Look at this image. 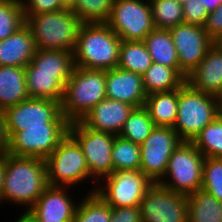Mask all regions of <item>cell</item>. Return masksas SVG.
Segmentation results:
<instances>
[{
	"instance_id": "d4e9b609",
	"label": "cell",
	"mask_w": 222,
	"mask_h": 222,
	"mask_svg": "<svg viewBox=\"0 0 222 222\" xmlns=\"http://www.w3.org/2000/svg\"><path fill=\"white\" fill-rule=\"evenodd\" d=\"M142 79L147 95L179 89L186 82V79L175 68L154 62L142 75Z\"/></svg>"
},
{
	"instance_id": "ee69618b",
	"label": "cell",
	"mask_w": 222,
	"mask_h": 222,
	"mask_svg": "<svg viewBox=\"0 0 222 222\" xmlns=\"http://www.w3.org/2000/svg\"><path fill=\"white\" fill-rule=\"evenodd\" d=\"M16 222H39V221L35 218V216L29 210H26L16 220Z\"/></svg>"
},
{
	"instance_id": "f6af8a7d",
	"label": "cell",
	"mask_w": 222,
	"mask_h": 222,
	"mask_svg": "<svg viewBox=\"0 0 222 222\" xmlns=\"http://www.w3.org/2000/svg\"><path fill=\"white\" fill-rule=\"evenodd\" d=\"M77 0H60L61 5L65 9H73Z\"/></svg>"
},
{
	"instance_id": "f546056e",
	"label": "cell",
	"mask_w": 222,
	"mask_h": 222,
	"mask_svg": "<svg viewBox=\"0 0 222 222\" xmlns=\"http://www.w3.org/2000/svg\"><path fill=\"white\" fill-rule=\"evenodd\" d=\"M192 143L205 158H222V113L204 127Z\"/></svg>"
},
{
	"instance_id": "5bb4252c",
	"label": "cell",
	"mask_w": 222,
	"mask_h": 222,
	"mask_svg": "<svg viewBox=\"0 0 222 222\" xmlns=\"http://www.w3.org/2000/svg\"><path fill=\"white\" fill-rule=\"evenodd\" d=\"M142 222H188V196L153 183L140 203Z\"/></svg>"
},
{
	"instance_id": "7bdbcfd3",
	"label": "cell",
	"mask_w": 222,
	"mask_h": 222,
	"mask_svg": "<svg viewBox=\"0 0 222 222\" xmlns=\"http://www.w3.org/2000/svg\"><path fill=\"white\" fill-rule=\"evenodd\" d=\"M4 177H5V155L0 156V203L3 191Z\"/></svg>"
},
{
	"instance_id": "d6a6232c",
	"label": "cell",
	"mask_w": 222,
	"mask_h": 222,
	"mask_svg": "<svg viewBox=\"0 0 222 222\" xmlns=\"http://www.w3.org/2000/svg\"><path fill=\"white\" fill-rule=\"evenodd\" d=\"M155 28L170 29L184 23L183 5L176 0H149Z\"/></svg>"
},
{
	"instance_id": "d6986e66",
	"label": "cell",
	"mask_w": 222,
	"mask_h": 222,
	"mask_svg": "<svg viewBox=\"0 0 222 222\" xmlns=\"http://www.w3.org/2000/svg\"><path fill=\"white\" fill-rule=\"evenodd\" d=\"M193 88L220 97L222 94V50L214 43L207 50L200 64L187 76Z\"/></svg>"
},
{
	"instance_id": "8d00e7d4",
	"label": "cell",
	"mask_w": 222,
	"mask_h": 222,
	"mask_svg": "<svg viewBox=\"0 0 222 222\" xmlns=\"http://www.w3.org/2000/svg\"><path fill=\"white\" fill-rule=\"evenodd\" d=\"M24 15H36L65 9L60 0H21Z\"/></svg>"
},
{
	"instance_id": "e575fe53",
	"label": "cell",
	"mask_w": 222,
	"mask_h": 222,
	"mask_svg": "<svg viewBox=\"0 0 222 222\" xmlns=\"http://www.w3.org/2000/svg\"><path fill=\"white\" fill-rule=\"evenodd\" d=\"M114 0H77L73 13L82 23L106 22Z\"/></svg>"
},
{
	"instance_id": "4316f807",
	"label": "cell",
	"mask_w": 222,
	"mask_h": 222,
	"mask_svg": "<svg viewBox=\"0 0 222 222\" xmlns=\"http://www.w3.org/2000/svg\"><path fill=\"white\" fill-rule=\"evenodd\" d=\"M152 63L144 41H121L118 68L142 76Z\"/></svg>"
},
{
	"instance_id": "277c9868",
	"label": "cell",
	"mask_w": 222,
	"mask_h": 222,
	"mask_svg": "<svg viewBox=\"0 0 222 222\" xmlns=\"http://www.w3.org/2000/svg\"><path fill=\"white\" fill-rule=\"evenodd\" d=\"M218 97L206 94L185 82L178 89L177 118L173 129L182 141L192 142L220 113Z\"/></svg>"
},
{
	"instance_id": "83f0119b",
	"label": "cell",
	"mask_w": 222,
	"mask_h": 222,
	"mask_svg": "<svg viewBox=\"0 0 222 222\" xmlns=\"http://www.w3.org/2000/svg\"><path fill=\"white\" fill-rule=\"evenodd\" d=\"M30 63L47 72H73L75 68L73 52L65 50L37 49Z\"/></svg>"
},
{
	"instance_id": "e0dca14e",
	"label": "cell",
	"mask_w": 222,
	"mask_h": 222,
	"mask_svg": "<svg viewBox=\"0 0 222 222\" xmlns=\"http://www.w3.org/2000/svg\"><path fill=\"white\" fill-rule=\"evenodd\" d=\"M134 108L128 103L105 98L80 121L92 130L107 132L116 136L120 134Z\"/></svg>"
},
{
	"instance_id": "b9f144b4",
	"label": "cell",
	"mask_w": 222,
	"mask_h": 222,
	"mask_svg": "<svg viewBox=\"0 0 222 222\" xmlns=\"http://www.w3.org/2000/svg\"><path fill=\"white\" fill-rule=\"evenodd\" d=\"M201 4L205 6L208 13L214 12L221 4L222 0H200Z\"/></svg>"
},
{
	"instance_id": "d590c367",
	"label": "cell",
	"mask_w": 222,
	"mask_h": 222,
	"mask_svg": "<svg viewBox=\"0 0 222 222\" xmlns=\"http://www.w3.org/2000/svg\"><path fill=\"white\" fill-rule=\"evenodd\" d=\"M201 188L222 202V158H205Z\"/></svg>"
},
{
	"instance_id": "ab89813d",
	"label": "cell",
	"mask_w": 222,
	"mask_h": 222,
	"mask_svg": "<svg viewBox=\"0 0 222 222\" xmlns=\"http://www.w3.org/2000/svg\"><path fill=\"white\" fill-rule=\"evenodd\" d=\"M203 27L213 41L222 34V4L208 14Z\"/></svg>"
},
{
	"instance_id": "3957f363",
	"label": "cell",
	"mask_w": 222,
	"mask_h": 222,
	"mask_svg": "<svg viewBox=\"0 0 222 222\" xmlns=\"http://www.w3.org/2000/svg\"><path fill=\"white\" fill-rule=\"evenodd\" d=\"M106 70L75 66L64 86L61 112L72 123L80 121L106 97Z\"/></svg>"
},
{
	"instance_id": "ba28073f",
	"label": "cell",
	"mask_w": 222,
	"mask_h": 222,
	"mask_svg": "<svg viewBox=\"0 0 222 222\" xmlns=\"http://www.w3.org/2000/svg\"><path fill=\"white\" fill-rule=\"evenodd\" d=\"M68 134L81 147L93 182L97 184L113 173L111 154L115 135L92 130L81 121L70 123Z\"/></svg>"
},
{
	"instance_id": "74e56055",
	"label": "cell",
	"mask_w": 222,
	"mask_h": 222,
	"mask_svg": "<svg viewBox=\"0 0 222 222\" xmlns=\"http://www.w3.org/2000/svg\"><path fill=\"white\" fill-rule=\"evenodd\" d=\"M184 23L204 26L208 11L200 0H190L183 5Z\"/></svg>"
},
{
	"instance_id": "ac0fdd59",
	"label": "cell",
	"mask_w": 222,
	"mask_h": 222,
	"mask_svg": "<svg viewBox=\"0 0 222 222\" xmlns=\"http://www.w3.org/2000/svg\"><path fill=\"white\" fill-rule=\"evenodd\" d=\"M106 97L128 103L135 108L143 107L147 94L142 76L121 68L106 70Z\"/></svg>"
},
{
	"instance_id": "ffe728a7",
	"label": "cell",
	"mask_w": 222,
	"mask_h": 222,
	"mask_svg": "<svg viewBox=\"0 0 222 222\" xmlns=\"http://www.w3.org/2000/svg\"><path fill=\"white\" fill-rule=\"evenodd\" d=\"M72 72L38 71L31 63L25 66V82L30 98L50 99L61 103L64 86Z\"/></svg>"
},
{
	"instance_id": "52a82bcc",
	"label": "cell",
	"mask_w": 222,
	"mask_h": 222,
	"mask_svg": "<svg viewBox=\"0 0 222 222\" xmlns=\"http://www.w3.org/2000/svg\"><path fill=\"white\" fill-rule=\"evenodd\" d=\"M45 161L49 186H77L91 177L81 147L69 134Z\"/></svg>"
},
{
	"instance_id": "60d3db41",
	"label": "cell",
	"mask_w": 222,
	"mask_h": 222,
	"mask_svg": "<svg viewBox=\"0 0 222 222\" xmlns=\"http://www.w3.org/2000/svg\"><path fill=\"white\" fill-rule=\"evenodd\" d=\"M9 137L6 130V119L4 111L0 110V156L8 153Z\"/></svg>"
},
{
	"instance_id": "4fadbf2b",
	"label": "cell",
	"mask_w": 222,
	"mask_h": 222,
	"mask_svg": "<svg viewBox=\"0 0 222 222\" xmlns=\"http://www.w3.org/2000/svg\"><path fill=\"white\" fill-rule=\"evenodd\" d=\"M182 143L177 132L171 127H155L140 144L142 171L153 183L165 175L173 151Z\"/></svg>"
},
{
	"instance_id": "9a60e30c",
	"label": "cell",
	"mask_w": 222,
	"mask_h": 222,
	"mask_svg": "<svg viewBox=\"0 0 222 222\" xmlns=\"http://www.w3.org/2000/svg\"><path fill=\"white\" fill-rule=\"evenodd\" d=\"M176 48L179 66L188 75L205 57L213 40L203 26L178 24L169 29Z\"/></svg>"
},
{
	"instance_id": "7a4b0ae2",
	"label": "cell",
	"mask_w": 222,
	"mask_h": 222,
	"mask_svg": "<svg viewBox=\"0 0 222 222\" xmlns=\"http://www.w3.org/2000/svg\"><path fill=\"white\" fill-rule=\"evenodd\" d=\"M121 38L105 23H82L73 57L75 66L110 70L118 66Z\"/></svg>"
},
{
	"instance_id": "cb8c5ba5",
	"label": "cell",
	"mask_w": 222,
	"mask_h": 222,
	"mask_svg": "<svg viewBox=\"0 0 222 222\" xmlns=\"http://www.w3.org/2000/svg\"><path fill=\"white\" fill-rule=\"evenodd\" d=\"M144 107L157 127H174L178 109V89L147 95Z\"/></svg>"
},
{
	"instance_id": "7dc6e473",
	"label": "cell",
	"mask_w": 222,
	"mask_h": 222,
	"mask_svg": "<svg viewBox=\"0 0 222 222\" xmlns=\"http://www.w3.org/2000/svg\"><path fill=\"white\" fill-rule=\"evenodd\" d=\"M176 1L179 2L181 5H184L190 0H176Z\"/></svg>"
},
{
	"instance_id": "f35d334b",
	"label": "cell",
	"mask_w": 222,
	"mask_h": 222,
	"mask_svg": "<svg viewBox=\"0 0 222 222\" xmlns=\"http://www.w3.org/2000/svg\"><path fill=\"white\" fill-rule=\"evenodd\" d=\"M110 222H142L140 206L111 207Z\"/></svg>"
},
{
	"instance_id": "5b68a950",
	"label": "cell",
	"mask_w": 222,
	"mask_h": 222,
	"mask_svg": "<svg viewBox=\"0 0 222 222\" xmlns=\"http://www.w3.org/2000/svg\"><path fill=\"white\" fill-rule=\"evenodd\" d=\"M24 18L25 24L32 31L36 49L73 52L82 22L72 9L24 15Z\"/></svg>"
},
{
	"instance_id": "603a6c76",
	"label": "cell",
	"mask_w": 222,
	"mask_h": 222,
	"mask_svg": "<svg viewBox=\"0 0 222 222\" xmlns=\"http://www.w3.org/2000/svg\"><path fill=\"white\" fill-rule=\"evenodd\" d=\"M25 67L0 66V110L29 99Z\"/></svg>"
},
{
	"instance_id": "484cf974",
	"label": "cell",
	"mask_w": 222,
	"mask_h": 222,
	"mask_svg": "<svg viewBox=\"0 0 222 222\" xmlns=\"http://www.w3.org/2000/svg\"><path fill=\"white\" fill-rule=\"evenodd\" d=\"M188 222H222V202L202 188L189 194Z\"/></svg>"
},
{
	"instance_id": "7402d4cb",
	"label": "cell",
	"mask_w": 222,
	"mask_h": 222,
	"mask_svg": "<svg viewBox=\"0 0 222 222\" xmlns=\"http://www.w3.org/2000/svg\"><path fill=\"white\" fill-rule=\"evenodd\" d=\"M143 41L154 63L175 68L187 79L188 75L179 66L176 48L169 29L154 28Z\"/></svg>"
},
{
	"instance_id": "f1b7e54d",
	"label": "cell",
	"mask_w": 222,
	"mask_h": 222,
	"mask_svg": "<svg viewBox=\"0 0 222 222\" xmlns=\"http://www.w3.org/2000/svg\"><path fill=\"white\" fill-rule=\"evenodd\" d=\"M156 126L143 107L134 108L119 136L136 144H142Z\"/></svg>"
},
{
	"instance_id": "2e32d148",
	"label": "cell",
	"mask_w": 222,
	"mask_h": 222,
	"mask_svg": "<svg viewBox=\"0 0 222 222\" xmlns=\"http://www.w3.org/2000/svg\"><path fill=\"white\" fill-rule=\"evenodd\" d=\"M66 189L68 187L48 186L29 211L39 222H72L78 204Z\"/></svg>"
},
{
	"instance_id": "8992f818",
	"label": "cell",
	"mask_w": 222,
	"mask_h": 222,
	"mask_svg": "<svg viewBox=\"0 0 222 222\" xmlns=\"http://www.w3.org/2000/svg\"><path fill=\"white\" fill-rule=\"evenodd\" d=\"M204 160L192 142L182 141L171 154L166 173L158 183L188 196L201 189Z\"/></svg>"
},
{
	"instance_id": "836d02e7",
	"label": "cell",
	"mask_w": 222,
	"mask_h": 222,
	"mask_svg": "<svg viewBox=\"0 0 222 222\" xmlns=\"http://www.w3.org/2000/svg\"><path fill=\"white\" fill-rule=\"evenodd\" d=\"M24 24L21 0H0V40L8 38Z\"/></svg>"
},
{
	"instance_id": "8fae6325",
	"label": "cell",
	"mask_w": 222,
	"mask_h": 222,
	"mask_svg": "<svg viewBox=\"0 0 222 222\" xmlns=\"http://www.w3.org/2000/svg\"><path fill=\"white\" fill-rule=\"evenodd\" d=\"M69 124L23 127L9 138L8 153L46 159L68 135Z\"/></svg>"
},
{
	"instance_id": "bcb514c9",
	"label": "cell",
	"mask_w": 222,
	"mask_h": 222,
	"mask_svg": "<svg viewBox=\"0 0 222 222\" xmlns=\"http://www.w3.org/2000/svg\"><path fill=\"white\" fill-rule=\"evenodd\" d=\"M213 43H214L215 45H217V46L222 50V34H221L219 37H217V38L213 41Z\"/></svg>"
},
{
	"instance_id": "6da1fadb",
	"label": "cell",
	"mask_w": 222,
	"mask_h": 222,
	"mask_svg": "<svg viewBox=\"0 0 222 222\" xmlns=\"http://www.w3.org/2000/svg\"><path fill=\"white\" fill-rule=\"evenodd\" d=\"M48 186L44 159L5 154L1 203L9 200L10 203L26 206L29 210Z\"/></svg>"
},
{
	"instance_id": "c3c4849f",
	"label": "cell",
	"mask_w": 222,
	"mask_h": 222,
	"mask_svg": "<svg viewBox=\"0 0 222 222\" xmlns=\"http://www.w3.org/2000/svg\"><path fill=\"white\" fill-rule=\"evenodd\" d=\"M219 100H220V103H221V105H222V94H221V96L219 97Z\"/></svg>"
},
{
	"instance_id": "7c38bea8",
	"label": "cell",
	"mask_w": 222,
	"mask_h": 222,
	"mask_svg": "<svg viewBox=\"0 0 222 222\" xmlns=\"http://www.w3.org/2000/svg\"><path fill=\"white\" fill-rule=\"evenodd\" d=\"M6 130L10 138L23 127L44 126V124H70L61 112V104L50 99L29 98L5 111Z\"/></svg>"
},
{
	"instance_id": "9c48e42d",
	"label": "cell",
	"mask_w": 222,
	"mask_h": 222,
	"mask_svg": "<svg viewBox=\"0 0 222 222\" xmlns=\"http://www.w3.org/2000/svg\"><path fill=\"white\" fill-rule=\"evenodd\" d=\"M102 181L104 184H98L91 192L99 195L110 207L140 206L146 191L153 184L140 170L114 171Z\"/></svg>"
},
{
	"instance_id": "44dd1931",
	"label": "cell",
	"mask_w": 222,
	"mask_h": 222,
	"mask_svg": "<svg viewBox=\"0 0 222 222\" xmlns=\"http://www.w3.org/2000/svg\"><path fill=\"white\" fill-rule=\"evenodd\" d=\"M36 50L32 31L24 24L11 36L0 40V66L25 67Z\"/></svg>"
},
{
	"instance_id": "1f68e13d",
	"label": "cell",
	"mask_w": 222,
	"mask_h": 222,
	"mask_svg": "<svg viewBox=\"0 0 222 222\" xmlns=\"http://www.w3.org/2000/svg\"><path fill=\"white\" fill-rule=\"evenodd\" d=\"M82 200L72 222H110L111 207L99 195L91 192Z\"/></svg>"
},
{
	"instance_id": "4dcf8cb0",
	"label": "cell",
	"mask_w": 222,
	"mask_h": 222,
	"mask_svg": "<svg viewBox=\"0 0 222 222\" xmlns=\"http://www.w3.org/2000/svg\"><path fill=\"white\" fill-rule=\"evenodd\" d=\"M111 157L113 172L119 170H140V145L119 135L114 137Z\"/></svg>"
},
{
	"instance_id": "30bf717a",
	"label": "cell",
	"mask_w": 222,
	"mask_h": 222,
	"mask_svg": "<svg viewBox=\"0 0 222 222\" xmlns=\"http://www.w3.org/2000/svg\"><path fill=\"white\" fill-rule=\"evenodd\" d=\"M105 23L124 41H143L155 28L149 0H114Z\"/></svg>"
}]
</instances>
